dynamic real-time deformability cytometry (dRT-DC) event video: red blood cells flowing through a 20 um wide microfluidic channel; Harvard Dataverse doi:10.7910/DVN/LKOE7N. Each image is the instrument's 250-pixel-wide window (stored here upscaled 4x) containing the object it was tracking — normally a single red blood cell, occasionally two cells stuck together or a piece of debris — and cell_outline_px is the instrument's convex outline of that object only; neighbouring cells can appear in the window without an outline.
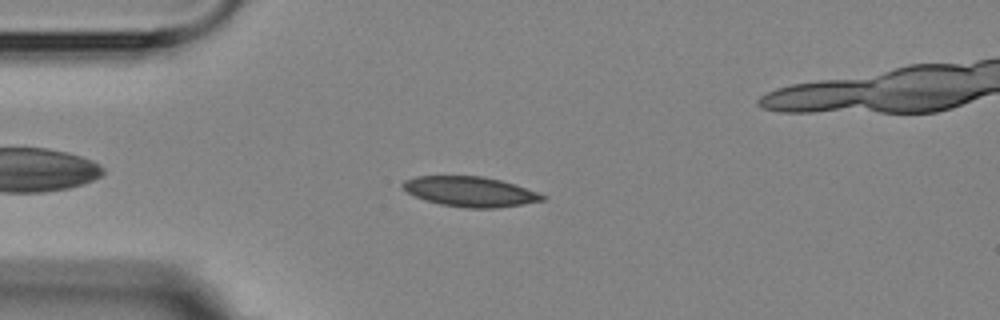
{"species": "Egyptian fruit bat (a non-hibernating species)", "species_latin": "Rousettus aegyptiacus", "temperature_condition": "room temperature", "stored_images_in_passage": 7, "camera_frame_rate_fps": 3000, "um_per_image_px": 0.085, "animal": {"sex": "female"}, "frame": {"image": 1, "passage_image": 3, "time_ms": 2.333, "image_size_px": [1000, 320], "cell_outline_px": [[548, 196], [544, 200], [524, 204], [496, 208], [464, 208], [440, 204], [424, 200], [408, 192], [400, 184], [404, 180], [416, 176], [480, 176], [500, 180], [516, 184]], "centroid_in_image_um": [39.98, 16.29], "position_along_channel_um": 45.0, "area_um2": 24.51}}
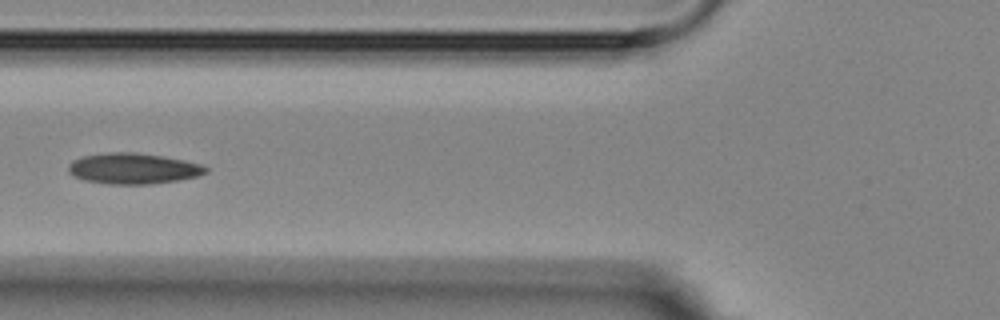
{"frame": {"image": 2, "passage_image": 5, "time_ms": 4.667, "image_size_px": [1000, 320], "cell_outline_px": [[208, 172], [196, 176], [176, 180], [152, 184], [108, 184], [84, 180], [72, 176], [68, 172], [68, 164], [72, 160], [84, 156], [112, 152], [136, 152], [184, 160], [204, 164], [208, 168]], "centroid_in_image_um": [11.31, 14.32], "position_along_channel_um": 114.5, "area_um2": 24.68}}
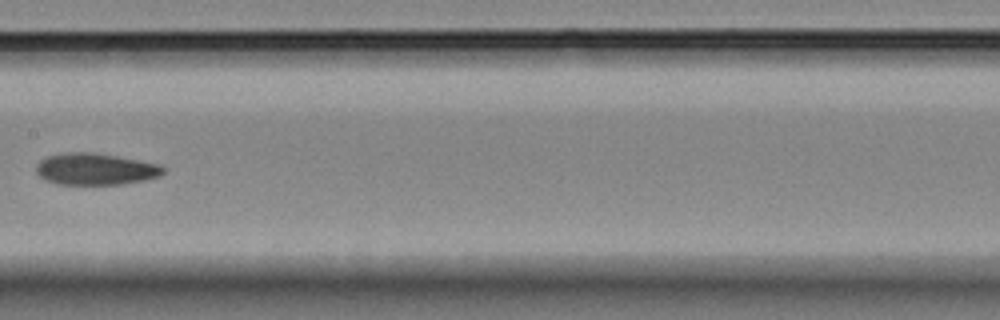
{"frame": {"image": 3, "passage_image": 7, "time_ms": 7.0, "image_size_px": [1000, 320], "cell_outline_px": [[164, 172], [160, 176], [144, 180], [120, 184], [60, 184], [48, 180], [40, 176], [36, 172], [36, 164], [40, 160], [48, 156], [64, 152], [92, 152], [116, 156], [160, 164], [164, 168]], "centroid_in_image_um": [8.11, 14.36], "position_along_channel_um": 199.3, "area_um2": 23.29}}